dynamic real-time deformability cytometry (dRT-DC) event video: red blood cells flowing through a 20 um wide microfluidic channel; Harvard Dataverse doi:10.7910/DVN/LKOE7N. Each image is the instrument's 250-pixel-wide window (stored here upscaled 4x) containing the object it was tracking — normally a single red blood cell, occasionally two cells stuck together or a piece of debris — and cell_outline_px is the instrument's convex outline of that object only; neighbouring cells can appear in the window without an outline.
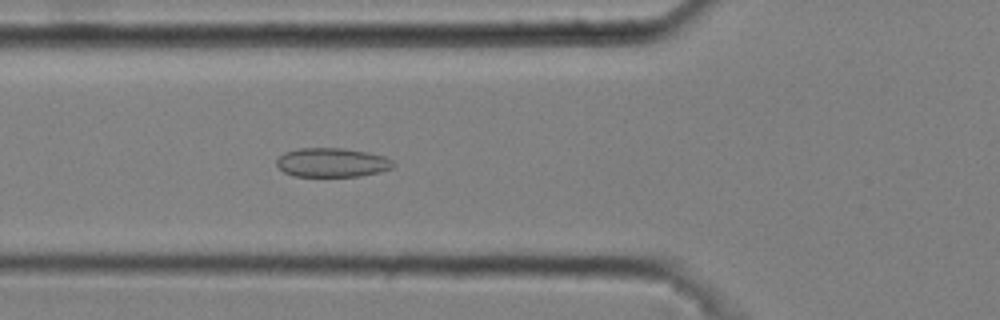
{"species": "common noctule bat (a hibernating species)", "species_latin": "Nyctalus noctula", "temperature_condition": "cold", "stored_images_in_passage": 5, "camera_frame_rate_fps": 3000, "um_per_image_px": 0.085, "animal": {"sex": "male", "body_mass_g": 20.4}, "frame": {"image": 1, "passage_image": 5, "time_ms": 1.333, "image_size_px": [1000, 320], "cell_outline_px": [[396, 164], [392, 168], [380, 172], [360, 176], [292, 176], [284, 172], [276, 164], [276, 160], [284, 152], [300, 148], [344, 148], [368, 152], [384, 156], [392, 160]], "centroid_in_image_um": [28.24, 13.81], "position_along_channel_um": 97.6, "area_um2": 19.88}}